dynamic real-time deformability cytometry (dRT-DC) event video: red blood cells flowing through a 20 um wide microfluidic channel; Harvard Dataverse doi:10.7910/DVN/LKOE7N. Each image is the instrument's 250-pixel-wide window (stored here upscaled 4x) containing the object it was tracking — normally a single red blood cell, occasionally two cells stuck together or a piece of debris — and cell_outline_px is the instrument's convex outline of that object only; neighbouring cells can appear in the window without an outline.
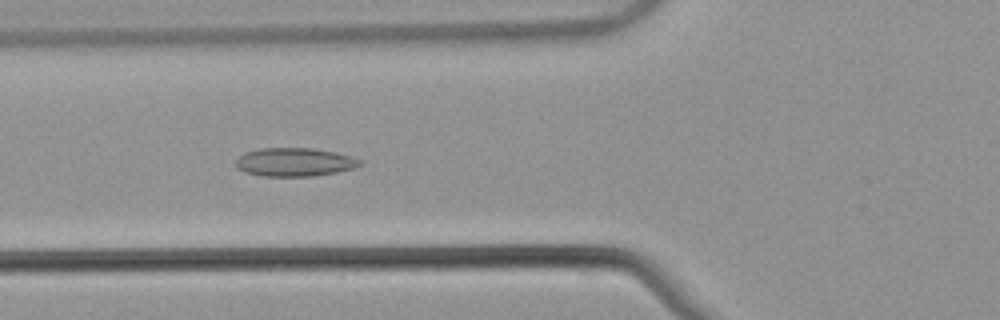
{"species": "common noctule bat (a hibernating species)", "species_latin": "Nyctalus noctula", "temperature_condition": "warm", "stored_images_in_passage": 54, "camera_frame_rate_fps": 3000, "um_per_image_px": 0.085, "animal": {"sex": "male", "body_mass_g": 21.5, "forearm_length_mm": 52.0}, "frame": {"image": 1, "passage_image": 21, "time_ms": 6.667, "image_size_px": [1000, 320], "cell_outline_px": [[364, 164], [356, 168], [336, 172], [312, 176], [264, 176], [244, 172], [236, 168], [236, 160], [244, 152], [260, 148], [312, 148], [336, 152], [352, 156], [360, 160]], "centroid_in_image_um": [25.05, 13.77], "position_along_channel_um": 100.7, "area_um2": 20.75}}
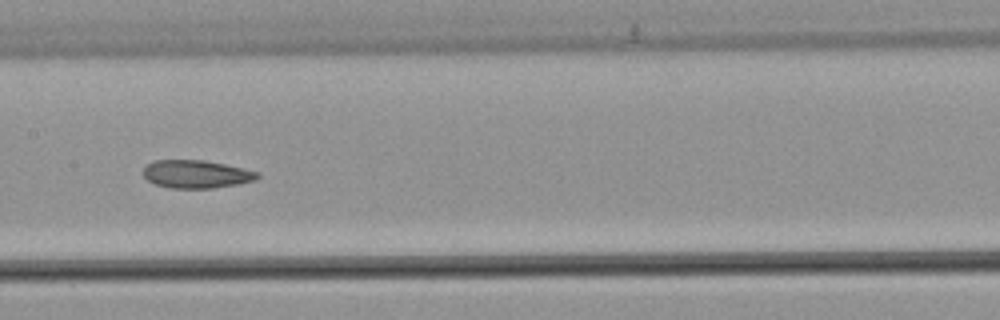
{"frame": {"image": 2, "passage_image": 28, "time_ms": 9.0, "image_size_px": [1000, 320], "cell_outline_px": [[260, 176], [256, 180], [236, 184], [212, 188], [168, 188], [156, 184], [148, 180], [144, 176], [144, 168], [152, 160], [204, 160], [224, 164], [260, 172]], "centroid_in_image_um": [16.69, 14.8], "position_along_channel_um": 190.7, "area_um2": 18.55}}
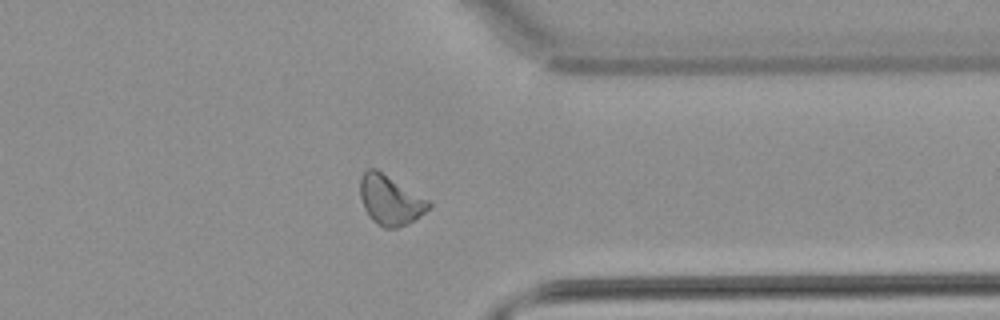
{"frame": {"image": 3, "passage_image": 43, "time_ms": 14.0, "image_size_px": [1000, 320], "cell_outline_px": [[432, 204], [420, 216], [408, 224], [400, 228], [384, 228], [372, 220], [368, 216], [364, 208], [360, 196], [360, 180], [364, 172], [368, 168], [376, 168], [432, 200]], "centroid_in_image_um": [33.2, 17.0], "position_along_channel_um": 378.2, "area_um2": 20.23}, "authors_computed_cell_mechanics": {"area_um2": 20.0277, "velocity_mm_per_s": 3.8461, "shape_relaxation_time_tau1_ms": null, "shape_relaxation_time_tau2_ms": 3.4685, "deformation_change_tau1": null, "deformation_change_tau2": 0.1038}}